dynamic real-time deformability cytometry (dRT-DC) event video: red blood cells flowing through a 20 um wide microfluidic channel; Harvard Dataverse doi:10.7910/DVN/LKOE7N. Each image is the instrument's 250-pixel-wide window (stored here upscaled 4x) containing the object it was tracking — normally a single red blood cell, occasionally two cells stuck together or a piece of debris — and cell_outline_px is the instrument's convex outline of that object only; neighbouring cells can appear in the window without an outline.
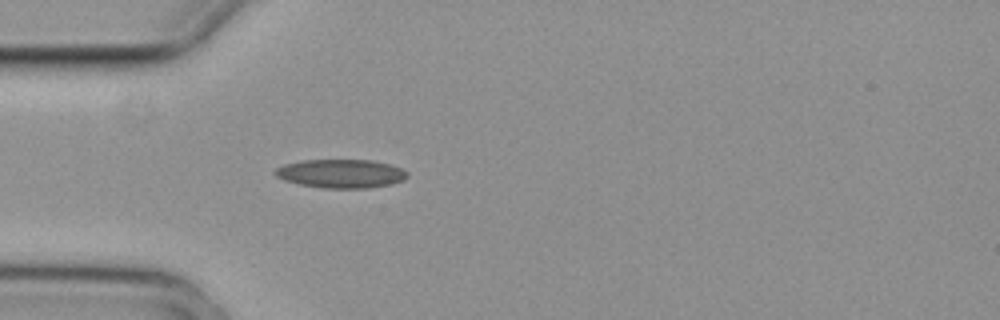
{"species": "common noctule bat (a hibernating species)", "species_latin": "Nyctalus noctula", "temperature_condition": "cold", "stored_images_in_passage": 5, "camera_frame_rate_fps": 3000, "um_per_image_px": 0.085, "animal": {"sex": "female", "body_mass_g": 29.2, "forearm_length_mm": 56.3}, "frame": {"image": 1, "passage_image": 5, "time_ms": 1.333, "image_size_px": [1000, 320], "cell_outline_px": [[408, 176], [404, 180], [392, 184], [368, 188], [324, 188], [300, 184], [284, 180], [276, 176], [272, 172], [276, 168], [284, 164], [304, 160], [372, 160], [392, 164], [408, 172]], "centroid_in_image_um": [29.0, 14.75], "position_along_channel_um": 56.0, "area_um2": 22.2}}